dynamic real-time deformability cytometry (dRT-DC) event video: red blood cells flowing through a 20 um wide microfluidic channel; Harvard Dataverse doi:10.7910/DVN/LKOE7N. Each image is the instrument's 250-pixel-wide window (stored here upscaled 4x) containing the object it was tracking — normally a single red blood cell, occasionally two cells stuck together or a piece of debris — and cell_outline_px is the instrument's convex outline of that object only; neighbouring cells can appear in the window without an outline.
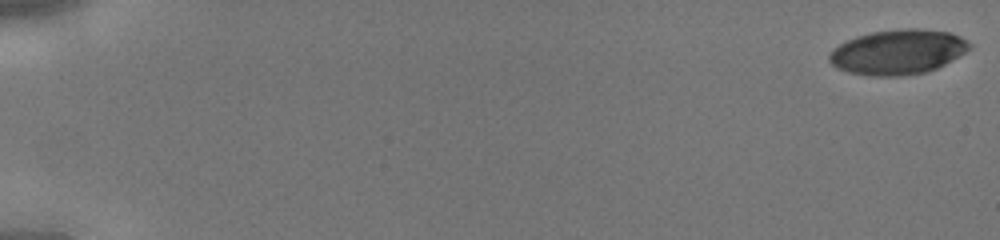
{"species": "human", "species_latin": "Homo sapiens", "temperature_condition": "cold", "stored_images_in_passage": 45, "camera_frame_rate_fps": 3000, "um_per_image_px": 0.085, "donor": {"sex": "male"}, "frame": {"image": 1, "passage_image": 1, "time_ms": 0.0, "image_size_px": [1000, 240], "cell_outline_px": [[972, 48], [944, 64], [936, 68], [924, 72], [900, 76], [872, 76], [848, 72], [836, 68], [828, 60], [828, 52], [840, 44], [856, 36], [872, 32], [908, 28], [920, 28], [948, 32], [960, 36], [972, 44]], "centroid_in_image_um": [76.3, 4.42], "position_along_channel_um": 8.7, "area_um2": 36.59}}
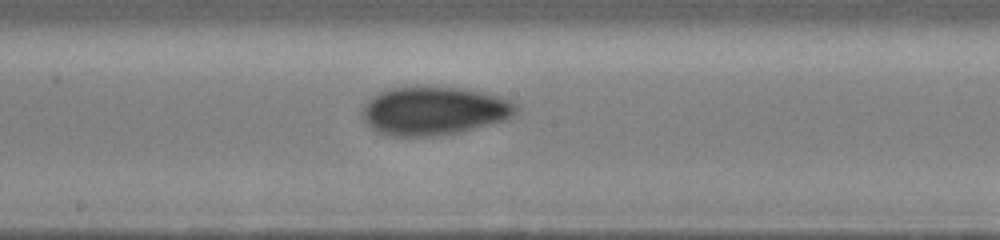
{"frame": {"image": 2, "passage_image": 26, "time_ms": 8.333, "image_size_px": [1000, 240], "cell_outline_px": [[520, 108], [512, 116], [504, 120], [460, 132], [432, 136], [384, 136], [372, 128], [364, 120], [360, 112], [364, 104], [372, 96], [380, 92], [392, 88], [416, 84], [460, 88], [496, 96], [508, 100], [516, 104]], "centroid_in_image_um": [36.82, 9.4], "position_along_channel_um": 211.4, "area_um2": 43.81}}
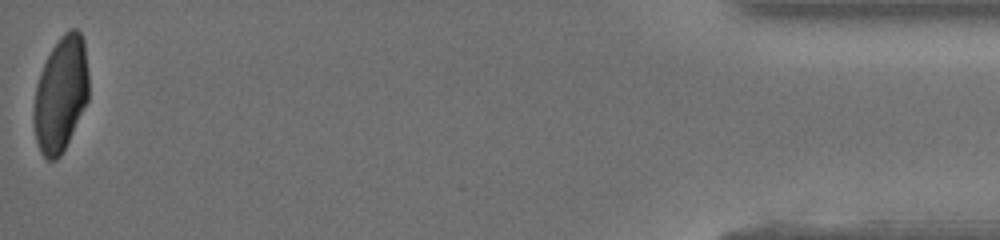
{"frame": {"image": 3, "passage_image": 45, "time_ms": 14.667, "image_size_px": [1000, 240], "cell_outline_px": [[88, 100], [60, 156], [56, 160], [48, 160], [40, 152], [36, 140], [32, 120], [32, 116], [36, 84], [40, 72], [52, 48], [60, 36], [64, 32], [72, 28], [76, 28], [80, 32], [84, 40], [88, 72]], "centroid_in_image_um": [5.15, 7.99], "position_along_channel_um": 430.1, "area_um2": 36.88}}